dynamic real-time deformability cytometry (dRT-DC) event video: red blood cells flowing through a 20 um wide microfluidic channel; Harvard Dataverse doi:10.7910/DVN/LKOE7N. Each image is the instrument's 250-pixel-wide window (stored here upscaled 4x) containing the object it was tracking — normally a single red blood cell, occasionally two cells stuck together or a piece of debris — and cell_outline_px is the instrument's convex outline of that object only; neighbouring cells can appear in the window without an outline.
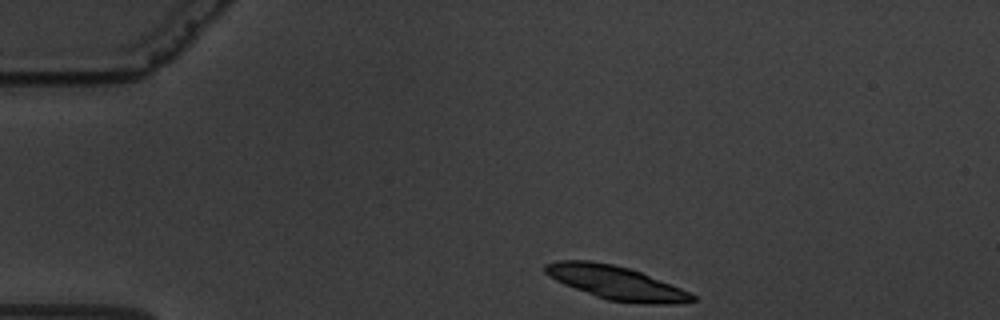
{"species": "common noctule bat (a hibernating species)", "species_latin": "Nyctalus noctula", "temperature_condition": "warm", "stored_images_in_passage": 49, "camera_frame_rate_fps": 3000, "um_per_image_px": 0.085, "animal": {"sex": "male", "body_mass_g": 19.5, "forearm_length_mm": 54.6}, "frame": {"image": 1, "passage_image": 1, "time_ms": 0.0, "image_size_px": [1000, 320], "cell_outline_px": [[696, 300], [672, 304], [640, 304], [608, 300], [596, 296], [564, 284], [548, 276], [544, 272], [544, 264], [556, 260], [592, 260], [612, 264], [628, 268], [640, 272], [680, 288], [696, 296]], "centroid_in_image_um": [52.32, 24.02], "position_along_channel_um": 32.7, "area_um2": 28.61}}